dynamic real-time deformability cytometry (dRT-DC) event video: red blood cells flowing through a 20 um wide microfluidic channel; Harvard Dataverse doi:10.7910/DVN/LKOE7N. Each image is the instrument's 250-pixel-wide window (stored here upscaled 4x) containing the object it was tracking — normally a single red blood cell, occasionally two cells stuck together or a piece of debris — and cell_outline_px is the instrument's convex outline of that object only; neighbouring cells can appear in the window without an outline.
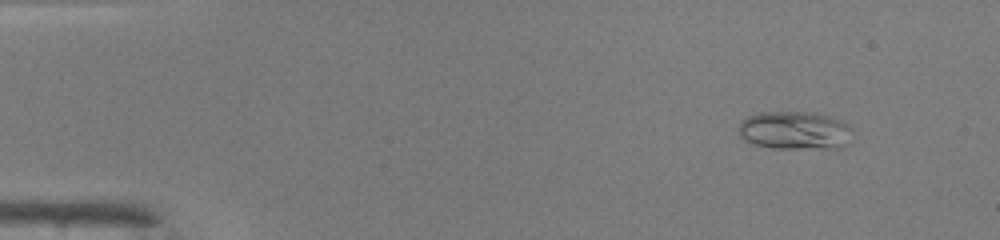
{"species": "common noctule bat (a hibernating species)", "species_latin": "Nyctalus noctula", "temperature_condition": "warm", "stored_images_in_passage": 48, "camera_frame_rate_fps": 3000, "um_per_image_px": 0.085, "animal": {"sex": "male", "body_mass_g": 19.0, "forearm_length_mm": 50.8}, "frame": {"image": 1, "passage_image": 4, "time_ms": 1.0, "image_size_px": [1000, 240], "cell_outline_px": [[852, 140], [848, 144], [840, 148], [772, 148], [756, 144], [744, 140], [740, 136], [740, 120], [748, 116], [760, 112], [812, 112], [828, 116], [840, 120], [852, 128]], "centroid_in_image_um": [67.59, 11.09], "position_along_channel_um": 17.4, "area_um2": 25.49}}
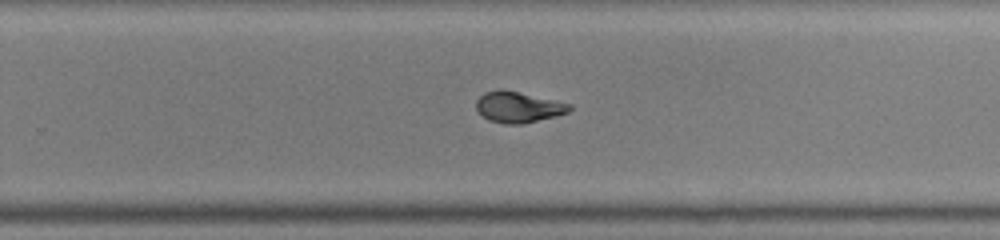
{"frame": {"image": 2, "passage_image": 31, "time_ms": 10.0, "image_size_px": [1000, 240], "cell_outline_px": [[572, 108], [568, 112], [556, 116], [524, 124], [504, 124], [488, 120], [476, 108], [476, 100], [484, 92], [500, 88], [572, 104]], "centroid_in_image_um": [44.04, 9.1], "position_along_channel_um": 285.8, "area_um2": 16.82}}
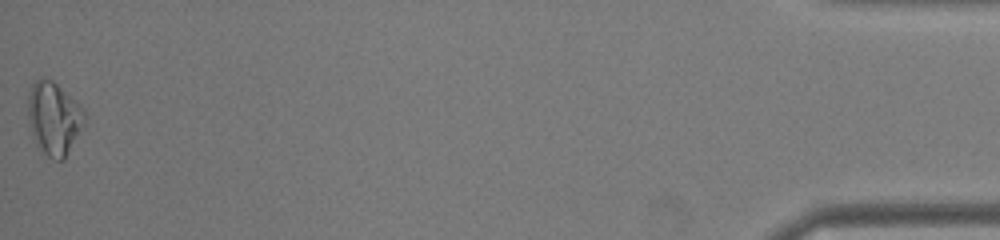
{"frame": {"image": 3, "passage_image": 48, "time_ms": 15.667, "image_size_px": [1000, 240], "cell_outline_px": [[84, 120], [64, 160], [56, 160], [48, 156], [36, 148], [28, 120], [28, 92], [32, 84], [40, 76], [52, 80], [84, 112]], "centroid_in_image_um": [4.49, 10.07], "position_along_channel_um": 430.7, "area_um2": 23.41}, "authors_computed_cell_mechanics": {"area_um2": 17.4556, "velocity_mm_per_s": 4.1585, "shape_relaxation_time_tau1_ms": 11.1642, "shape_relaxation_time_tau2_ms": 0.9493, "deformation_change_tau1": 0.3274, "deformation_change_tau2": 0.0468}}